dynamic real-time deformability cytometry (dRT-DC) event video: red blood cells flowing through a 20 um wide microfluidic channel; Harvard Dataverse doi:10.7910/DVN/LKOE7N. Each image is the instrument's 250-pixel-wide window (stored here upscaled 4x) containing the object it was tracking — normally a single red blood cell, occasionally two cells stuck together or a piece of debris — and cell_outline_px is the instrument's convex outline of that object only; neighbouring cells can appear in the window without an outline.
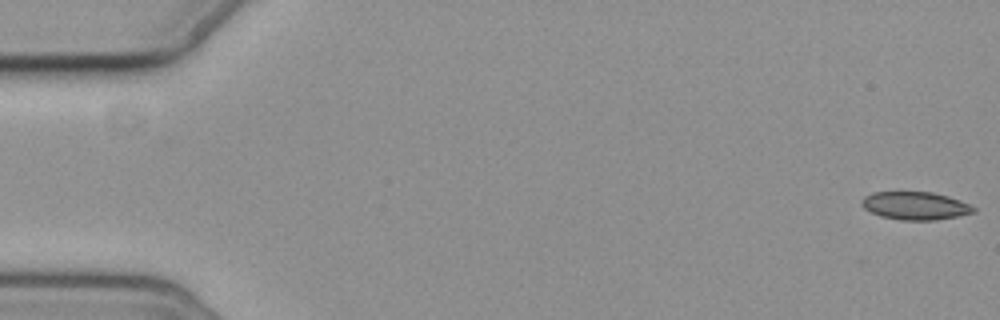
{"species": "common noctule bat (a hibernating species)", "species_latin": "Nyctalus noctula", "temperature_condition": "cold", "stored_images_in_passage": 5, "camera_frame_rate_fps": 3000, "um_per_image_px": 0.085, "animal": {"sex": "female", "body_mass_g": 19.3, "forearm_length_mm": 54.1}, "frame": {"image": 1, "passage_image": 1, "time_ms": 0.0, "image_size_px": [1000, 320], "cell_outline_px": [[976, 212], [936, 220], [900, 220], [880, 216], [864, 208], [860, 204], [860, 200], [864, 196], [872, 192], [932, 192], [948, 196], [960, 200], [976, 208]], "centroid_in_image_um": [77.77, 17.48], "position_along_channel_um": 7.2, "area_um2": 18.26}}
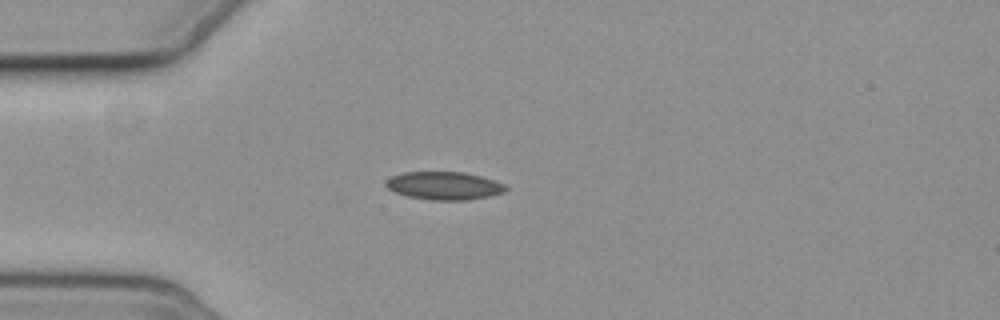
{"frame": {"image": 2, "passage_image": 5, "time_ms": 5.0, "image_size_px": [1000, 320], "cell_outline_px": [[508, 188], [504, 192], [488, 196], [468, 200], [432, 200], [408, 196], [396, 192], [388, 188], [384, 184], [392, 176], [404, 172], [464, 172], [480, 176], [504, 184]], "centroid_in_image_um": [37.75, 15.78], "position_along_channel_um": 47.2, "area_um2": 19.31}}